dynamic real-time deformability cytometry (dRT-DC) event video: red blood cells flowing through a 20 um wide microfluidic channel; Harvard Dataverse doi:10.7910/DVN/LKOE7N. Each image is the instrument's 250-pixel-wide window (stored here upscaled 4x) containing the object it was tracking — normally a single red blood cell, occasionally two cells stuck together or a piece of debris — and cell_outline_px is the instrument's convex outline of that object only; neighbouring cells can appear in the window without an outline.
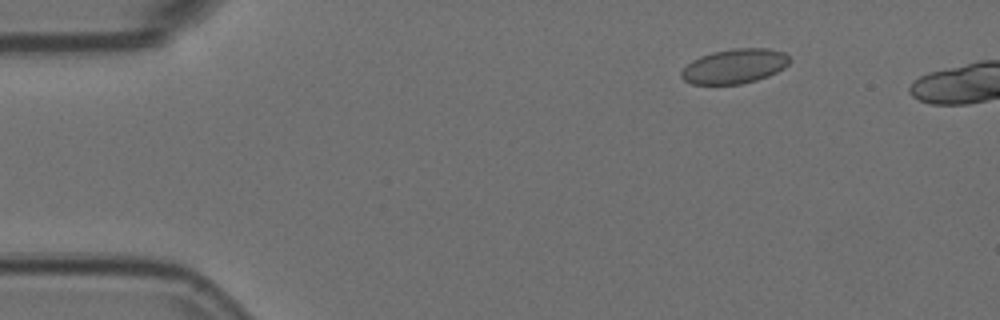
{"species": "Egyptian fruit bat (a non-hibernating species)", "species_latin": "Rousettus aegyptiacus", "temperature_condition": "room temperature", "stored_images_in_passage": 3, "camera_frame_rate_fps": 3000, "um_per_image_px": 0.085, "animal": {"sex": "female"}, "frame": {"image": 1, "passage_image": 1, "time_ms": 0.0, "image_size_px": [1000, 320], "cell_outline_px": [[792, 60], [784, 68], [768, 76], [756, 80], [740, 84], [692, 84], [684, 80], [680, 76], [680, 72], [692, 60], [700, 56], [712, 52], [732, 48], [768, 48], [784, 52]], "centroid_in_image_um": [62.44, 5.62], "position_along_channel_um": 22.6, "area_um2": 21.91}}